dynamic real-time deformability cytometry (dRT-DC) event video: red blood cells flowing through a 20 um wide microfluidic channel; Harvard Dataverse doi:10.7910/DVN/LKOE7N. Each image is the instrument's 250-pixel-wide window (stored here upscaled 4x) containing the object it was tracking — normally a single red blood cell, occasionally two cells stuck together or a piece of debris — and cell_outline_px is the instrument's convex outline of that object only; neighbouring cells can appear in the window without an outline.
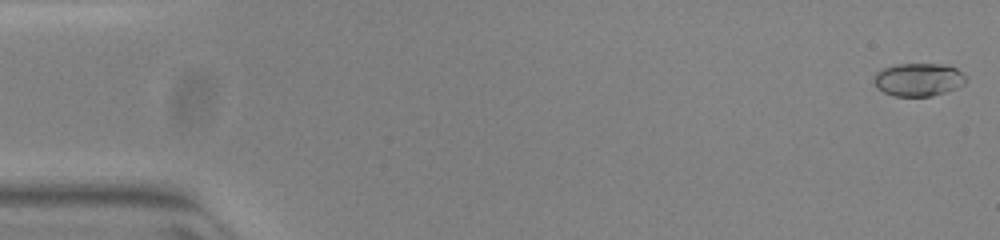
{"species": "common noctule bat (a hibernating species)", "species_latin": "Nyctalus noctula", "temperature_condition": "warm", "stored_images_in_passage": 53, "camera_frame_rate_fps": 3000, "um_per_image_px": 0.085, "animal": {"sex": "female", "body_mass_g": 23.0, "forearm_length_mm": 53.4}, "frame": {"image": 1, "passage_image": 1, "time_ms": 0.0, "image_size_px": [1000, 240], "cell_outline_px": [[968, 80], [964, 84], [956, 88], [932, 96], [896, 96], [884, 92], [876, 88], [872, 80], [876, 72], [884, 68], [896, 64], [944, 64], [956, 68]], "centroid_in_image_um": [78.04, 6.76], "position_along_channel_um": 7.0, "area_um2": 17.74}}
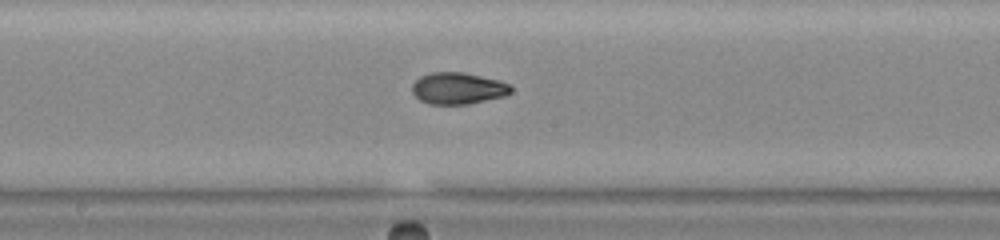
{"frame": {"image": 2, "passage_image": 28, "time_ms": 9.0, "image_size_px": [1000, 240], "cell_outline_px": [[512, 92], [504, 96], [468, 104], [428, 104], [420, 100], [412, 92], [412, 84], [420, 76], [432, 72], [464, 72], [500, 80], [508, 84], [512, 88]], "centroid_in_image_um": [38.92, 7.5], "position_along_channel_um": 209.3, "area_um2": 18.26}}
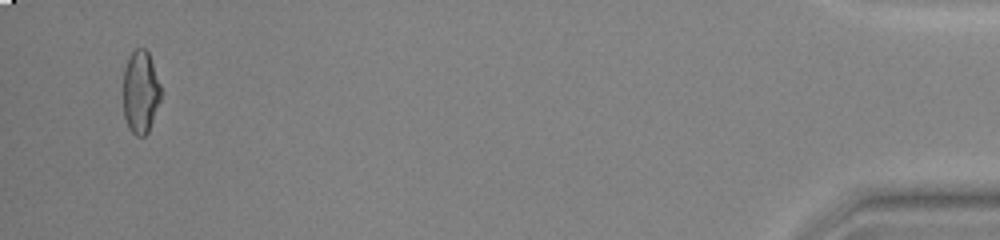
{"frame": {"image": 3, "passage_image": 51, "time_ms": 16.667, "image_size_px": [1000, 240], "cell_outline_px": [[164, 92], [148, 132], [144, 136], [136, 136], [128, 128], [124, 116], [124, 68], [128, 56], [136, 48], [144, 48], [148, 52]], "centroid_in_image_um": [11.97, 7.82], "position_along_channel_um": 423.2, "area_um2": 18.5}, "authors_computed_cell_mechanics": {"area_um2": 18.207, "velocity_mm_per_s": 3.9164, "shape_relaxation_time_tau1_ms": 5.9998, "shape_relaxation_time_tau2_ms": 2.0926, "deformation_change_tau1": 0.1987, "deformation_change_tau2": 0.0614}}